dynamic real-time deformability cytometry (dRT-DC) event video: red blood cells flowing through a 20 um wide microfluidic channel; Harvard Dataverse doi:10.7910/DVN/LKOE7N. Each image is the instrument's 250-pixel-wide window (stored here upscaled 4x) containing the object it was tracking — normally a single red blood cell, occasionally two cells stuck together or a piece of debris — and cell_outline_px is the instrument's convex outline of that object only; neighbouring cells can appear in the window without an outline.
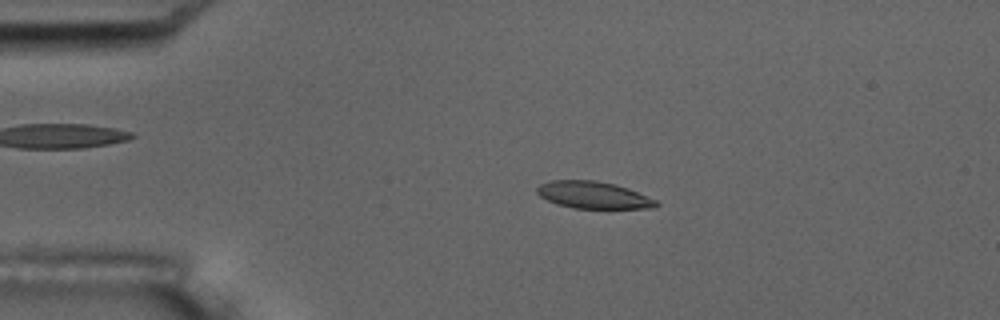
{"species": "common noctule bat (a hibernating species)", "species_latin": "Nyctalus noctula", "temperature_condition": "room temperature", "stored_images_in_passage": 5, "camera_frame_rate_fps": 3000, "um_per_image_px": 0.085, "animal": {"sex": "male", "body_mass_g": 17.5, "forearm_length_mm": 52.3}, "frame": {"image": 1, "passage_image": 3, "time_ms": 2.333, "image_size_px": [1000, 320], "cell_outline_px": [[660, 204], [656, 208], [572, 208], [556, 204], [540, 196], [536, 192], [536, 188], [540, 184], [552, 180], [596, 180], [616, 184], [628, 188], [656, 200]], "centroid_in_image_um": [50.43, 16.57], "position_along_channel_um": 34.6, "area_um2": 18.84}}